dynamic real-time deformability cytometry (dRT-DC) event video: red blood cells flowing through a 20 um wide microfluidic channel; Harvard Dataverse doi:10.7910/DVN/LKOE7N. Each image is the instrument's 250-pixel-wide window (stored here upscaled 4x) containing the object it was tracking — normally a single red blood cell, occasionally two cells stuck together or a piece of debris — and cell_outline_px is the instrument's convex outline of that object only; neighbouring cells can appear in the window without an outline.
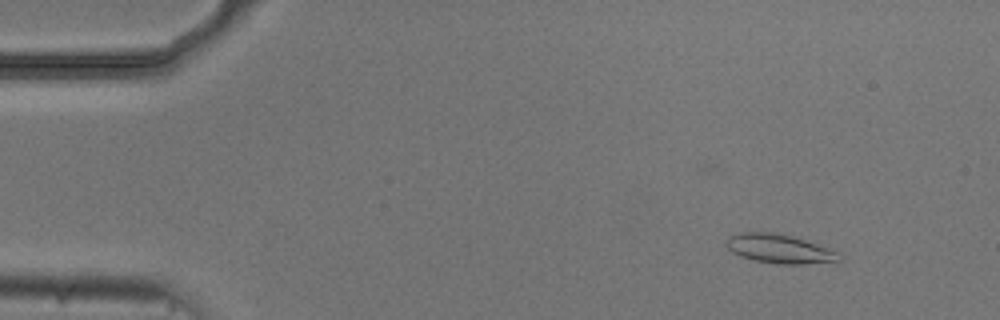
{"species": "common noctule bat (a hibernating species)", "species_latin": "Nyctalus noctula", "temperature_condition": "cold", "stored_images_in_passage": 55, "camera_frame_rate_fps": 3000, "um_per_image_px": 0.085, "animal": {"sex": "male", "body_mass_g": 20.5, "forearm_length_mm": 52.5}, "frame": {"image": 1, "passage_image": 6, "time_ms": 1.667, "image_size_px": [1000, 320], "cell_outline_px": [[844, 256], [840, 260], [804, 264], [776, 264], [756, 260], [740, 256], [732, 252], [728, 248], [728, 240], [732, 236], [740, 232], [772, 232], [792, 236], [840, 252]], "centroid_in_image_um": [66.3, 21.15], "position_along_channel_um": 18.7, "area_um2": 18.79}}
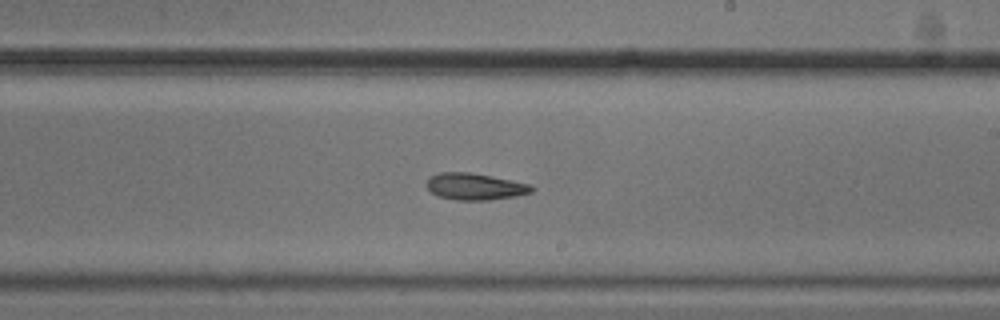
{"frame": {"image": 2, "passage_image": 32, "time_ms": 10.333, "image_size_px": [1000, 320], "cell_outline_px": [[536, 188], [532, 192], [516, 196], [488, 200], [456, 200], [440, 196], [432, 192], [424, 184], [428, 176], [440, 172], [468, 172], [512, 180], [532, 184]], "centroid_in_image_um": [40.37, 15.85], "position_along_channel_um": 248.6, "area_um2": 16.47}}
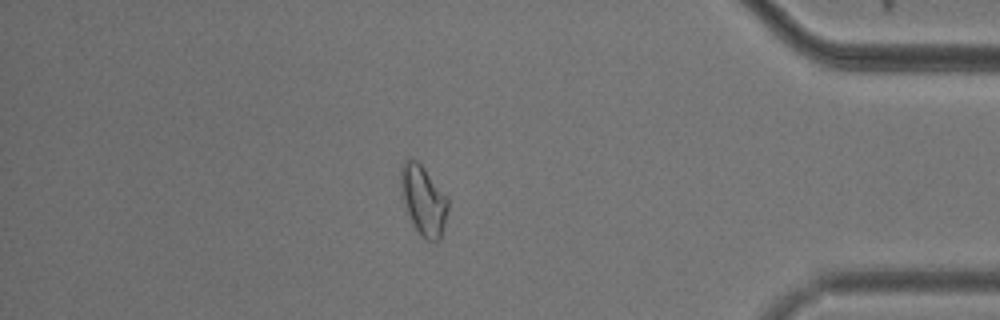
{"frame": {"image": 3, "passage_image": 47, "time_ms": 15.333, "image_size_px": [1000, 320], "cell_outline_px": [[448, 208], [440, 240], [424, 240], [420, 236], [412, 224], [404, 204], [400, 184], [400, 168], [404, 160], [416, 160], [424, 168], [448, 200]], "centroid_in_image_um": [35.96, 17.05], "position_along_channel_um": 399.2, "area_um2": 18.84}}